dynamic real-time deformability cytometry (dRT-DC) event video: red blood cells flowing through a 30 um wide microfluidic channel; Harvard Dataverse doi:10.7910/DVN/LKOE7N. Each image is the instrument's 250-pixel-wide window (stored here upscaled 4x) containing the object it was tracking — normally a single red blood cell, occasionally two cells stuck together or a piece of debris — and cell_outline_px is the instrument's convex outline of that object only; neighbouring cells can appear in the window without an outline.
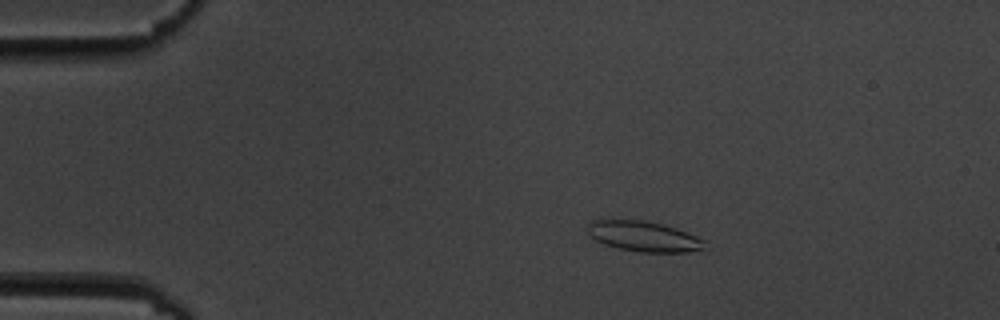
{"species": "common noctule bat (a hibernating species)", "species_latin": "Nyctalus noctula", "temperature_condition": "cold", "stored_images_in_passage": 6, "camera_frame_rate_fps": 3000, "um_per_image_px": 0.085, "animal": {"sex": "male", "body_mass_g": 19.5, "forearm_length_mm": 54.6}, "frame": {"image": 1, "passage_image": 4, "time_ms": 3.333, "image_size_px": [1000, 320], "cell_outline_px": [[704, 248], [688, 252], [640, 252], [620, 248], [604, 244], [596, 240], [588, 232], [588, 224], [592, 220], [600, 216], [644, 220], [664, 224], [688, 232], [704, 240]], "centroid_in_image_um": [54.63, 20.03], "position_along_channel_um": 30.4, "area_um2": 21.27}}